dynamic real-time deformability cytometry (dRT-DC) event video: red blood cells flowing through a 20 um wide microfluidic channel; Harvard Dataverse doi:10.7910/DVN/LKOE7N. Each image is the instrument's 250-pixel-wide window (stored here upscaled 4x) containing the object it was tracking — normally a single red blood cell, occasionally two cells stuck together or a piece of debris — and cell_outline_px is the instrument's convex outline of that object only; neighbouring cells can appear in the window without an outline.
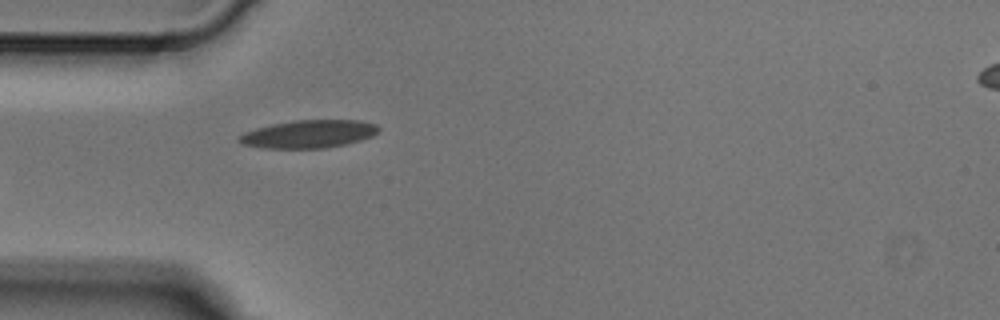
{"species": "Egyptian fruit bat (a non-hibernating species)", "species_latin": "Rousettus aegyptiacus", "temperature_condition": "cold", "stored_images_in_passage": 4, "camera_frame_rate_fps": 3000, "um_per_image_px": 0.085, "animal": {"sex": "male"}, "frame": {"image": 1, "passage_image": 4, "time_ms": 1.0, "image_size_px": [1000, 320], "cell_outline_px": [[380, 128], [372, 136], [360, 140], [344, 144], [324, 148], [260, 148], [244, 144], [236, 140], [236, 136], [244, 132], [256, 128], [272, 124], [296, 120], [356, 120], [376, 124]], "centroid_in_image_um": [26.18, 11.39], "position_along_channel_um": 58.8, "area_um2": 22.6}}